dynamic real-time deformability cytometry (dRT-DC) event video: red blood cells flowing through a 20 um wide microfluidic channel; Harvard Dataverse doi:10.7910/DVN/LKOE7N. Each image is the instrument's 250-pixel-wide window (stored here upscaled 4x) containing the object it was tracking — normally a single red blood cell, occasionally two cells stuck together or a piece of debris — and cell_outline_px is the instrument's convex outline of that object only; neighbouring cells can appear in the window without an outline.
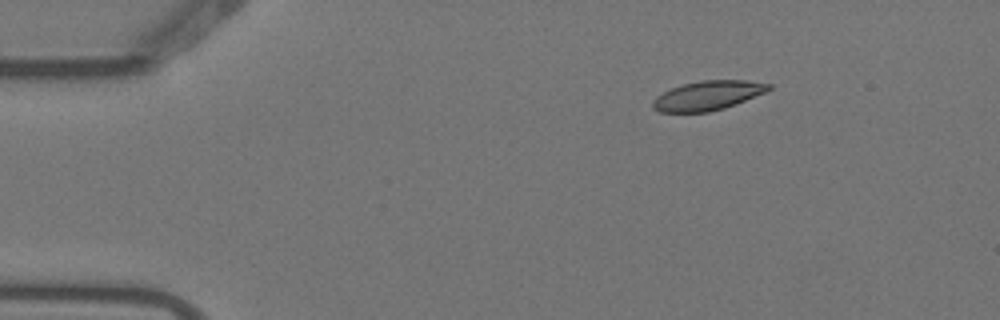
{"species": "Egyptian fruit bat (a non-hibernating species)", "species_latin": "Rousettus aegyptiacus", "temperature_condition": "warm", "stored_images_in_passage": 5, "camera_frame_rate_fps": 3000, "um_per_image_px": 0.085, "animal": {"sex": "female"}, "frame": {"image": 1, "passage_image": 3, "time_ms": 0.667, "image_size_px": [1000, 320], "cell_outline_px": [[772, 88], [764, 92], [736, 104], [724, 108], [708, 112], [660, 112], [652, 108], [652, 100], [656, 96], [672, 88], [684, 84], [700, 80], [744, 80], [772, 84]], "centroid_in_image_um": [60.14, 8.12], "position_along_channel_um": 24.9, "area_um2": 19.71}}